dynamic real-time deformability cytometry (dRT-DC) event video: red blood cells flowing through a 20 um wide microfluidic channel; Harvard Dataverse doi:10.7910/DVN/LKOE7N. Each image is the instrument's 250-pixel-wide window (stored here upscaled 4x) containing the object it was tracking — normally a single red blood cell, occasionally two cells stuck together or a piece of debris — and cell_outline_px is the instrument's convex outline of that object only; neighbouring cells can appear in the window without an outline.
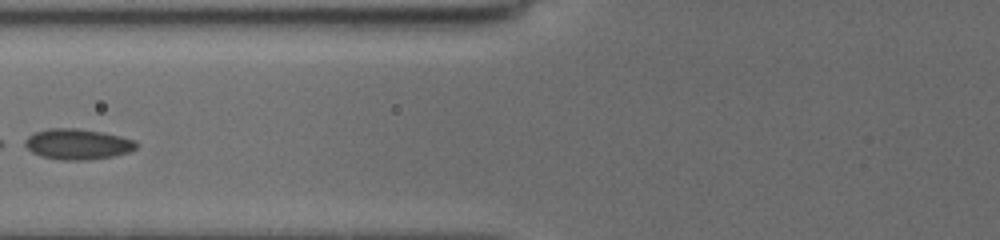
{"species": "common noctule bat (a hibernating species)", "species_latin": "Nyctalus noctula", "temperature_condition": "cold", "stored_images_in_passage": 10, "camera_frame_rate_fps": 3000, "um_per_image_px": 0.085, "animal": {"sex": "female", "body_mass_g": 19.5, "forearm_length_mm": 54.1}, "frame": {"image": 1, "passage_image": 7, "time_ms": 5.333, "image_size_px": [1000, 240], "cell_outline_px": [[140, 144], [136, 148], [128, 152], [112, 156], [88, 160], [60, 160], [40, 156], [32, 152], [20, 144], [28, 136], [36, 132], [48, 128], [80, 128], [120, 136], [136, 140]], "centroid_in_image_um": [6.56, 12.25], "position_along_channel_um": 119.2, "area_um2": 20.11}}